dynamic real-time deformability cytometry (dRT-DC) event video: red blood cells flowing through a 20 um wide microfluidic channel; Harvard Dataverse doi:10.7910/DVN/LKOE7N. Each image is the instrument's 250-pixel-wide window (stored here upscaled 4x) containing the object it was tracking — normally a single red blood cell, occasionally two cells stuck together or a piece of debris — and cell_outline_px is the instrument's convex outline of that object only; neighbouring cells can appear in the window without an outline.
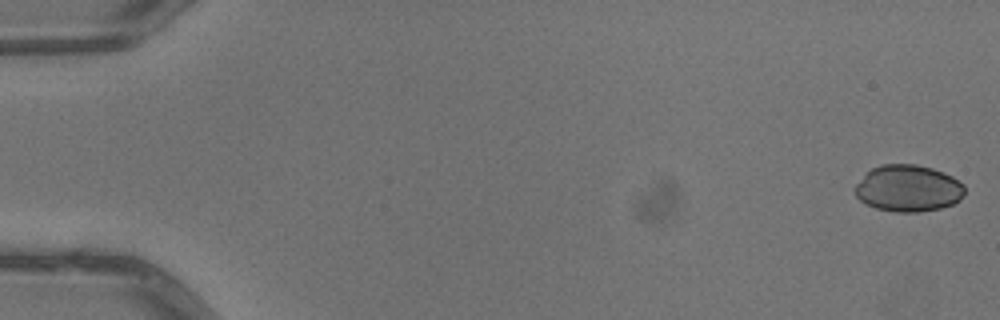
{"species": "common noctule bat (a hibernating species)", "species_latin": "Nyctalus noctula", "temperature_condition": "warm", "stored_images_in_passage": 5, "camera_frame_rate_fps": 3000, "um_per_image_px": 0.085, "animal": {"sex": "male", "body_mass_g": 13.3}, "frame": {"image": 1, "passage_image": 1, "time_ms": 0.0, "image_size_px": [1000, 320], "cell_outline_px": [[964, 196], [960, 200], [952, 204], [940, 208], [920, 212], [896, 212], [876, 208], [860, 200], [856, 196], [852, 188], [872, 168], [880, 164], [916, 164], [932, 168], [944, 172], [952, 176], [964, 184]], "centroid_in_image_um": [77.2, 16.0], "position_along_channel_um": 7.8, "area_um2": 30.0}}
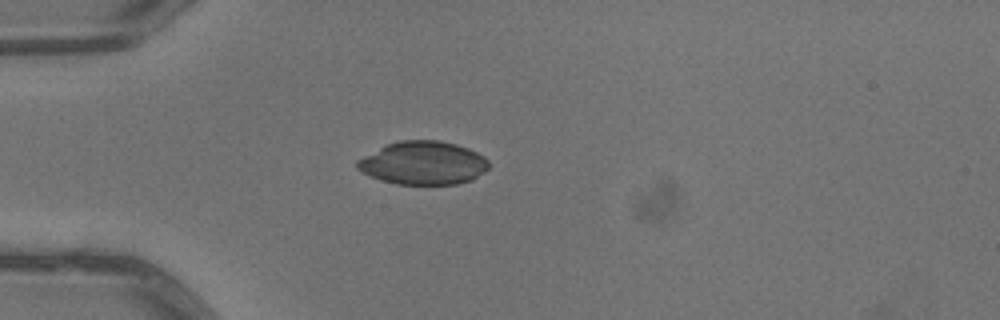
{"frame": {"image": 2, "passage_image": 5, "time_ms": 1.333, "image_size_px": [1000, 320], "cell_outline_px": [[488, 168], [484, 172], [472, 180], [456, 184], [396, 184], [380, 180], [356, 168], [356, 160], [388, 144], [400, 140], [440, 140], [456, 144], [468, 148], [484, 156], [488, 160]], "centroid_in_image_um": [35.99, 13.85], "position_along_channel_um": 49.0, "area_um2": 33.06}}